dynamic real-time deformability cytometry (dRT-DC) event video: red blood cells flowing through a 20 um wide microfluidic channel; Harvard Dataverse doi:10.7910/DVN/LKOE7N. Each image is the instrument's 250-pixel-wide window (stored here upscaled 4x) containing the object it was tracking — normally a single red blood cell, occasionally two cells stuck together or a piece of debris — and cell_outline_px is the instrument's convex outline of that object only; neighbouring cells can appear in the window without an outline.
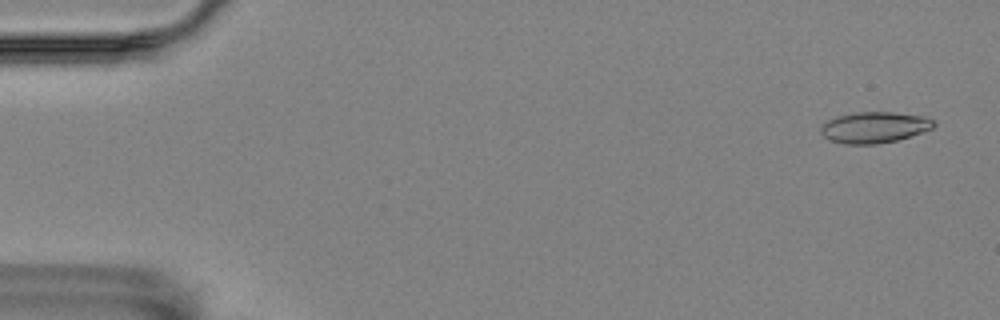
{"species": "Egyptian fruit bat (a non-hibernating species)", "species_latin": "Rousettus aegyptiacus", "temperature_condition": "room temperature", "stored_images_in_passage": 3, "camera_frame_rate_fps": 3000, "um_per_image_px": 0.085, "animal": {"sex": "female"}, "frame": {"image": 1, "passage_image": 3, "time_ms": 0.667, "image_size_px": [1000, 320], "cell_outline_px": [[936, 124], [932, 128], [896, 140], [876, 144], [844, 144], [828, 140], [820, 132], [820, 128], [828, 120], [836, 116], [856, 112], [892, 112], [924, 116], [932, 120]], "centroid_in_image_um": [74.27, 10.82], "position_along_channel_um": 10.7, "area_um2": 20.29}}